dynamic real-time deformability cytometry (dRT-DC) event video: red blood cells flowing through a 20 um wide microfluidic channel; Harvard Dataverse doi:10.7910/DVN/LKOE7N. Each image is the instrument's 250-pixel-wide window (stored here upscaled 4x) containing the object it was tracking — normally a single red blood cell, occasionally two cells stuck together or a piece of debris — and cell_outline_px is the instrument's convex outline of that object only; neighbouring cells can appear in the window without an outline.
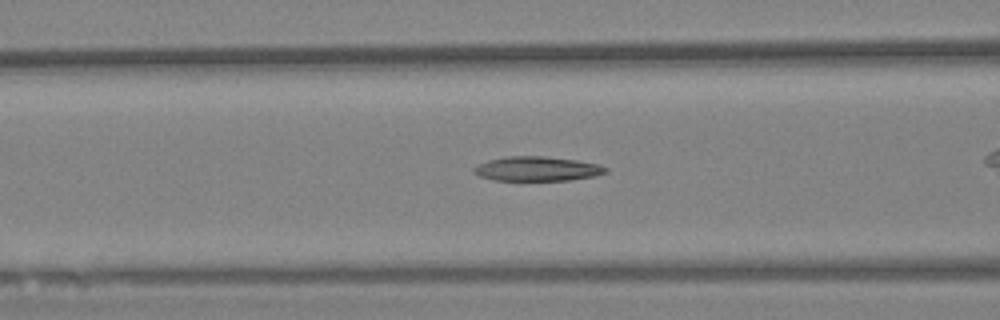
{"species": "Egyptian fruit bat (a non-hibernating species)", "species_latin": "Rousettus aegyptiacus", "temperature_condition": "warm", "stored_images_in_passage": 35, "camera_frame_rate_fps": 3000, "um_per_image_px": 0.085, "animal": {"sex": "female"}, "frame": {"image": 1, "passage_image": 7, "time_ms": 2.0, "image_size_px": [1000, 320], "cell_outline_px": [[608, 172], [596, 176], [572, 180], [496, 180], [480, 176], [472, 172], [472, 168], [488, 160], [508, 156], [544, 156], [576, 160], [596, 164], [608, 168]], "centroid_in_image_um": [45.67, 14.35], "position_along_channel_um": 120.9, "area_um2": 18.73}}
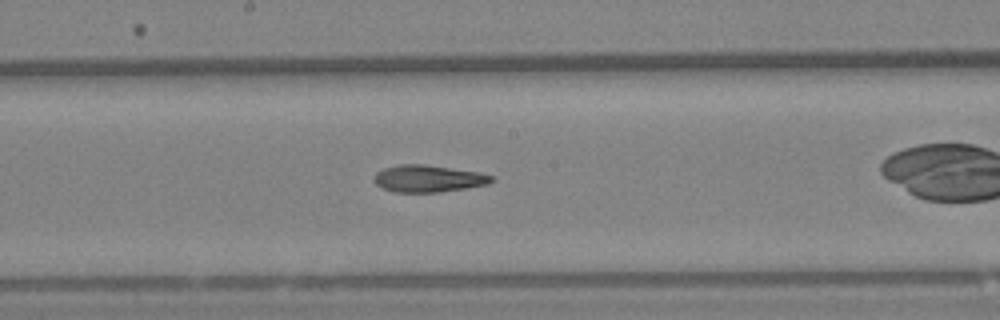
{"frame": {"image": 2, "passage_image": 15, "time_ms": 4.667, "image_size_px": [1000, 320], "cell_outline_px": [[496, 180], [488, 184], [440, 192], [396, 192], [384, 188], [376, 184], [372, 180], [372, 176], [376, 172], [384, 168], [400, 164], [424, 164], [480, 172], [492, 176]], "centroid_in_image_um": [36.39, 15.17], "position_along_channel_um": 211.8, "area_um2": 18.55}}
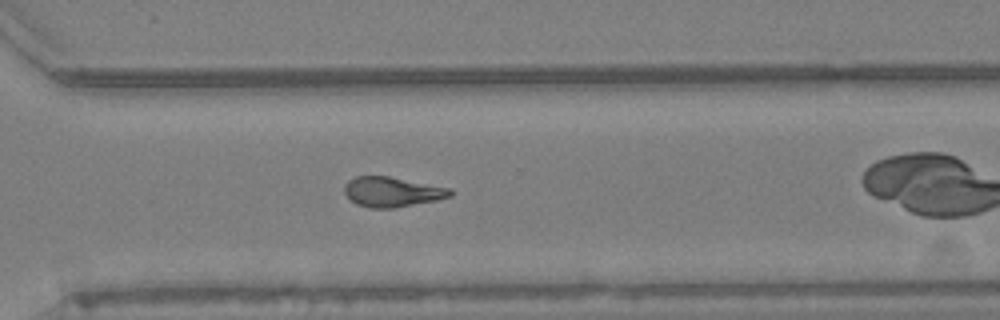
{"frame": {"image": 3, "passage_image": 26, "time_ms": 8.333, "image_size_px": [1000, 320], "cell_outline_px": [[452, 196], [436, 200], [392, 208], [368, 208], [356, 204], [344, 192], [344, 184], [348, 180], [356, 176], [388, 176], [452, 188]], "centroid_in_image_um": [33.32, 16.3], "position_along_channel_um": 337.3, "area_um2": 18.44}}